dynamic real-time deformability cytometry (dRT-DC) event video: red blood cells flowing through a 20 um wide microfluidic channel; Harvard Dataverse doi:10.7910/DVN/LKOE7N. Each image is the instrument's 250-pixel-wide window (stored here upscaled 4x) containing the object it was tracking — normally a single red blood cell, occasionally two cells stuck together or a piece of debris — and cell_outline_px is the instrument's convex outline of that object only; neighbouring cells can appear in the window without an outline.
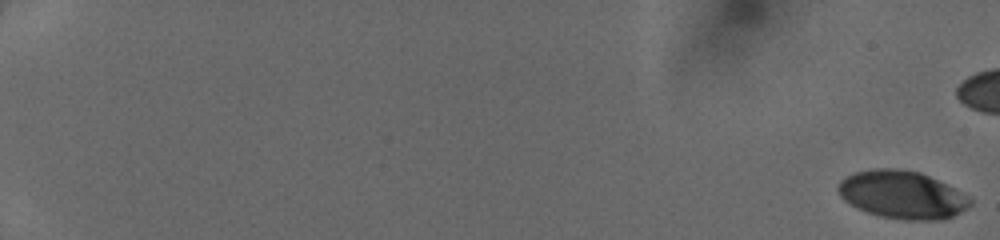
{"species": "human", "species_latin": "Homo sapiens", "temperature_condition": "cold", "stored_images_in_passage": 47, "camera_frame_rate_fps": 3000, "um_per_image_px": 0.085, "donor": {"sex": "female"}, "frame": {"image": 1, "passage_image": 1, "time_ms": 0.0, "image_size_px": [1000, 240], "cell_outline_px": [[972, 204], [960, 212], [952, 216], [940, 220], [904, 220], [880, 216], [868, 212], [844, 200], [840, 196], [836, 188], [840, 180], [856, 172], [876, 168], [896, 168], [920, 172], [968, 196], [972, 200]], "centroid_in_image_um": [76.66, 16.55], "position_along_channel_um": 8.3, "area_um2": 36.36}}
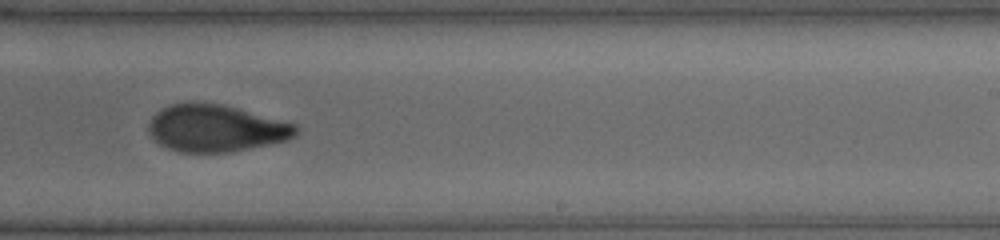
{"frame": {"image": 2, "passage_image": 35, "time_ms": 11.667, "image_size_px": [1000, 240], "cell_outline_px": [[300, 128], [296, 136], [288, 140], [272, 144], [228, 152], [180, 152], [168, 148], [160, 144], [148, 132], [148, 124], [152, 116], [160, 108], [172, 104], [220, 104], [236, 108], [296, 124]], "centroid_in_image_um": [18.37, 10.92], "position_along_channel_um": 270.6, "area_um2": 40.0}}
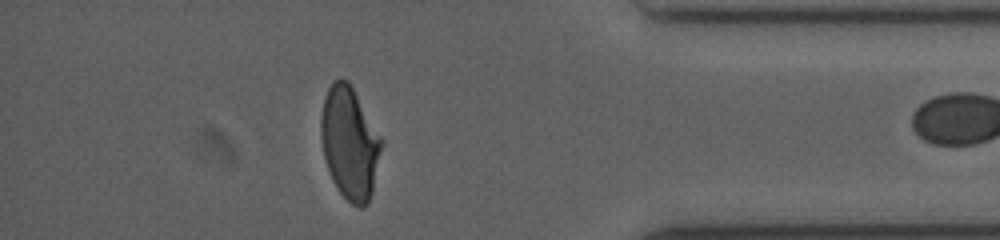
{"frame": {"image": 3, "passage_image": 46, "time_ms": 15.333, "image_size_px": [1000, 240], "cell_outline_px": [[384, 140], [372, 192], [368, 204], [360, 208], [352, 204], [340, 192], [332, 180], [324, 156], [320, 136], [320, 116], [324, 96], [332, 80], [348, 80]], "centroid_in_image_um": [29.73, 12.14], "position_along_channel_um": 405.5, "area_um2": 39.77}}